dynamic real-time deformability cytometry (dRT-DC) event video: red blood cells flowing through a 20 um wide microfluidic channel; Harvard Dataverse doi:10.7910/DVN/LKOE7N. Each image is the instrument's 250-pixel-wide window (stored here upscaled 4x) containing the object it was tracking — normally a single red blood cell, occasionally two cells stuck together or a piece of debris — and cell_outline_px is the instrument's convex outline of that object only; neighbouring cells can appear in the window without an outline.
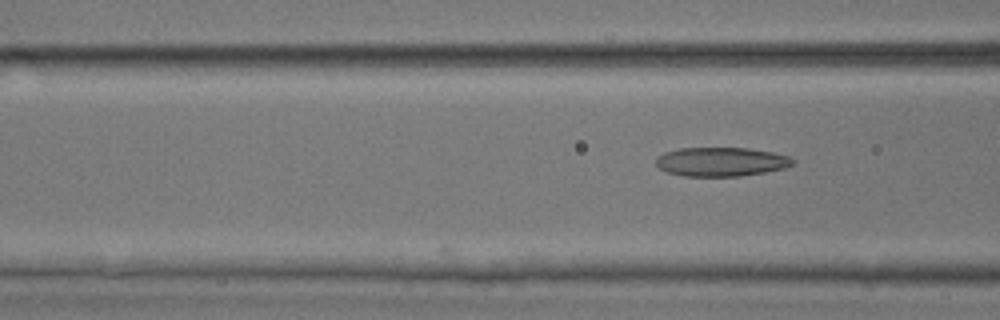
{"species": "common noctule bat (a hibernating species)", "species_latin": "Nyctalus noctula", "temperature_condition": "room temperature", "stored_images_in_passage": 5, "camera_frame_rate_fps": 3000, "um_per_image_px": 0.085, "animal": {"sex": "male", "body_mass_g": 17.9, "forearm_length_mm": 54.2}, "frame": {"image": 1, "passage_image": 5, "time_ms": 1.333, "image_size_px": [1000, 320], "cell_outline_px": [[796, 164], [784, 168], [764, 172], [740, 176], [684, 176], [668, 172], [660, 168], [656, 164], [656, 156], [664, 152], [680, 148], [748, 148], [772, 152], [788, 156], [796, 160]], "centroid_in_image_um": [61.31, 13.74], "position_along_channel_um": 105.3, "area_um2": 23.18}}